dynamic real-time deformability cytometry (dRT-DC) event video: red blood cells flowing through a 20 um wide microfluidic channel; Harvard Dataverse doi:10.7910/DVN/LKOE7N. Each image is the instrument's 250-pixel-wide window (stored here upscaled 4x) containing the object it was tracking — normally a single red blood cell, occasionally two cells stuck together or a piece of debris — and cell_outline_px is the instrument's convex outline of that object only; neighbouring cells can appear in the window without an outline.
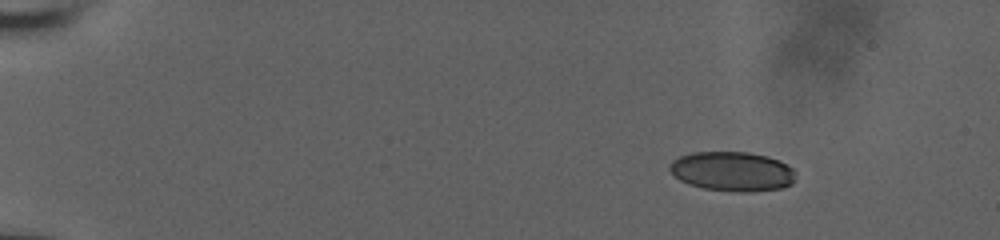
{"species": "human", "species_latin": "Homo sapiens", "temperature_condition": "room temperature", "stored_images_in_passage": 48, "camera_frame_rate_fps": 3000, "um_per_image_px": 0.085, "donor": {"sex": "male"}, "frame": {"image": 1, "passage_image": 1, "time_ms": 0.0, "image_size_px": [1000, 240], "cell_outline_px": [[792, 184], [780, 188], [748, 192], [740, 192], [704, 188], [688, 184], [680, 180], [668, 168], [668, 164], [672, 160], [680, 156], [692, 152], [748, 152], [768, 156], [780, 160], [792, 168]], "centroid_in_image_um": [62.2, 14.55], "position_along_channel_um": 22.8, "area_um2": 28.84}}
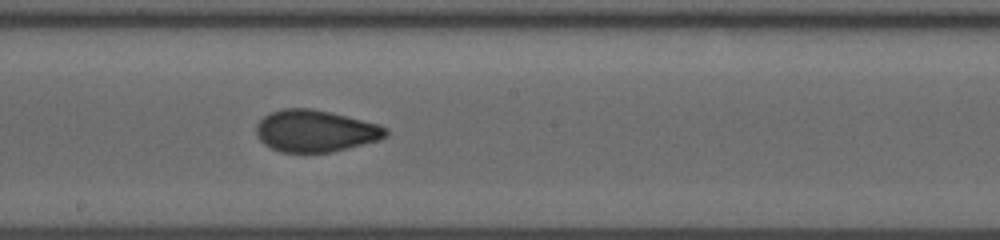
{"frame": {"image": 2, "passage_image": 26, "time_ms": 8.333, "image_size_px": [1000, 240], "cell_outline_px": [[388, 136], [376, 140], [348, 148], [328, 152], [280, 152], [264, 144], [256, 136], [256, 124], [264, 116], [272, 112], [284, 108], [312, 108], [332, 112], [380, 124], [388, 128]], "centroid_in_image_um": [26.81, 11.12], "position_along_channel_um": 221.4, "area_um2": 31.67}}
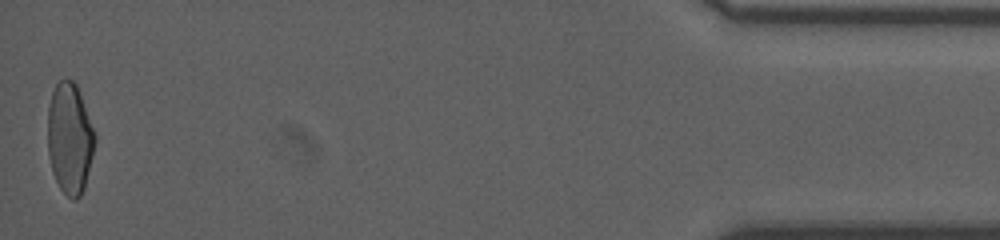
{"frame": {"image": 3, "passage_image": 48, "time_ms": 15.667, "image_size_px": [1000, 240], "cell_outline_px": [[96, 140], [84, 188], [80, 196], [76, 200], [72, 200], [60, 188], [52, 172], [48, 152], [48, 108], [52, 92], [56, 84], [60, 80], [72, 80], [76, 84], [80, 92], [96, 132]], "centroid_in_image_um": [5.94, 11.75], "position_along_channel_um": 429.3, "area_um2": 30.58}, "authors_computed_cell_mechanics": {"area_um2": 30.7207, "velocity_mm_per_s": 3.9491, "shape_relaxation_time_tau1_ms": null, "shape_relaxation_time_tau2_ms": 1.1703, "deformation_change_tau1": null, "deformation_change_tau2": 0.0628}}